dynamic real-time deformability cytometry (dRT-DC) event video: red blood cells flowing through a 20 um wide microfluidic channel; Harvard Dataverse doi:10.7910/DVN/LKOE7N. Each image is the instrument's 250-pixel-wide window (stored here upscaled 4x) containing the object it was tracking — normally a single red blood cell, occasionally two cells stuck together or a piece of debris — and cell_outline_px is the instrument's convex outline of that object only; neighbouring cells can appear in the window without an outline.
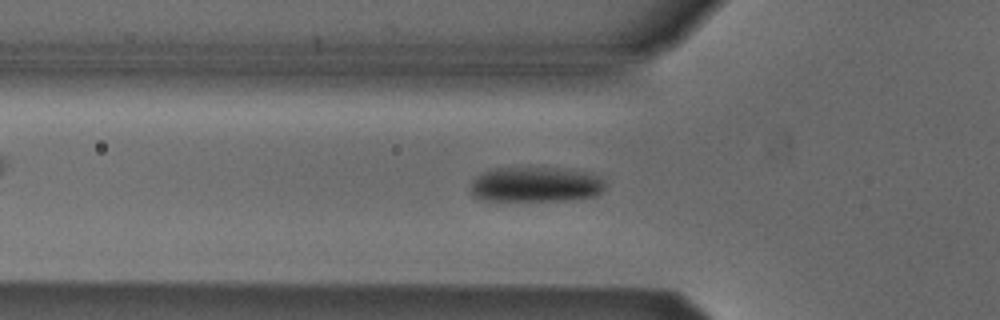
{"species": "Egyptian fruit bat (a non-hibernating species)", "species_latin": "Rousettus aegyptiacus", "temperature_condition": "cold", "stored_images_in_passage": 53, "camera_frame_rate_fps": 3000, "um_per_image_px": 0.085, "animal": {"sex": "male"}, "frame": {"image": 1, "passage_image": 17, "time_ms": 5.333, "image_size_px": [1000, 320], "cell_outline_px": [[604, 188], [596, 196], [568, 200], [484, 200], [476, 196], [468, 188], [472, 180], [476, 176], [484, 172], [496, 168], [552, 168], [588, 172], [600, 176], [604, 184]], "centroid_in_image_um": [45.52, 15.68], "position_along_channel_um": 80.3, "area_um2": 27.34}}
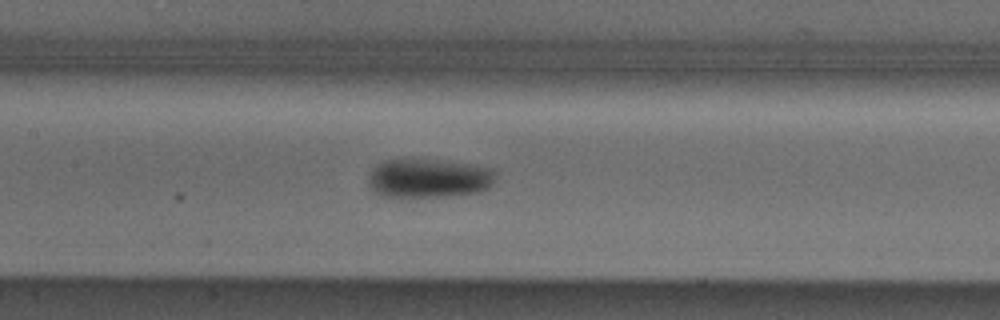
{"frame": {"image": 2, "passage_image": 24, "time_ms": 7.667, "image_size_px": [1000, 320], "cell_outline_px": [[496, 176], [492, 184], [488, 188], [480, 192], [452, 196], [380, 196], [368, 184], [368, 172], [372, 168], [384, 160], [432, 160], [468, 164], [492, 168]], "centroid_in_image_um": [36.44, 15.16], "position_along_channel_um": 171.0, "area_um2": 28.73}}
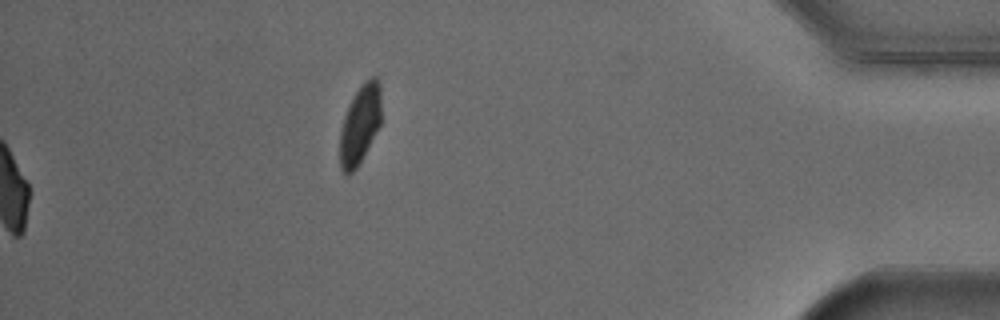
{"frame": {"image": 3, "passage_image": 53, "time_ms": 17.333, "image_size_px": [1000, 320], "cell_outline_px": [[380, 124], [356, 168], [348, 176], [340, 168], [340, 128], [348, 104], [360, 84], [364, 80], [372, 76], [376, 76], [380, 84]], "centroid_in_image_um": [30.58, 10.53], "position_along_channel_um": 404.6, "area_um2": 18.96}, "authors_computed_cell_mechanics": {"area_um2": 25.2586, "velocity_mm_per_s": 3.8784, "shape_relaxation_time_tau1_ms": 2.1227, "shape_relaxation_time_tau2_ms": null, "deformation_change_tau1": 0.0874, "deformation_change_tau2": null}}